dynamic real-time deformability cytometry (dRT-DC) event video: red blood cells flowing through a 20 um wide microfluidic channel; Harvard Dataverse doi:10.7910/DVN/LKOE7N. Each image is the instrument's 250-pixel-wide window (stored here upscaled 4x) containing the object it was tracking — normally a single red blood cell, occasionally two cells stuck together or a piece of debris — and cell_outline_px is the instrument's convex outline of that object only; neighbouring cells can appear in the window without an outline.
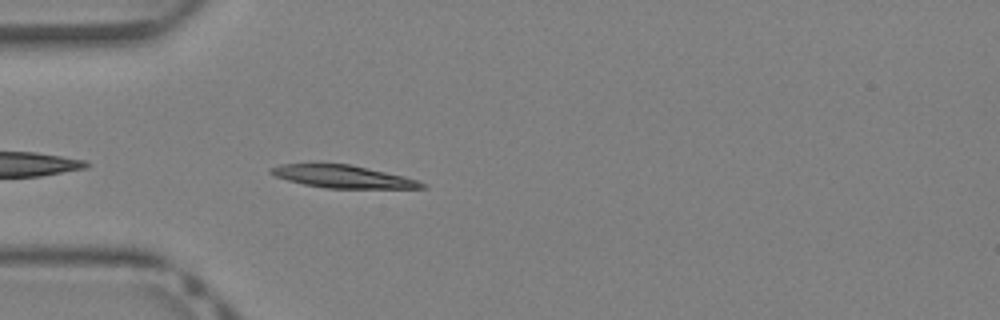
{"species": "Egyptian fruit bat (a non-hibernating species)", "species_latin": "Rousettus aegyptiacus", "temperature_condition": "warm", "stored_images_in_passage": 23, "camera_frame_rate_fps": 3000, "um_per_image_px": 0.085, "animal": {"sex": "female"}, "frame": {"image": 1, "passage_image": 2, "time_ms": 0.333, "image_size_px": [1000, 320], "cell_outline_px": [[428, 188], [328, 188], [304, 184], [288, 180], [276, 176], [268, 172], [268, 168], [280, 164], [348, 164], [404, 176], [428, 184]], "centroid_in_image_um": [29.15, 15.01], "position_along_channel_um": 55.9, "area_um2": 19.65}}
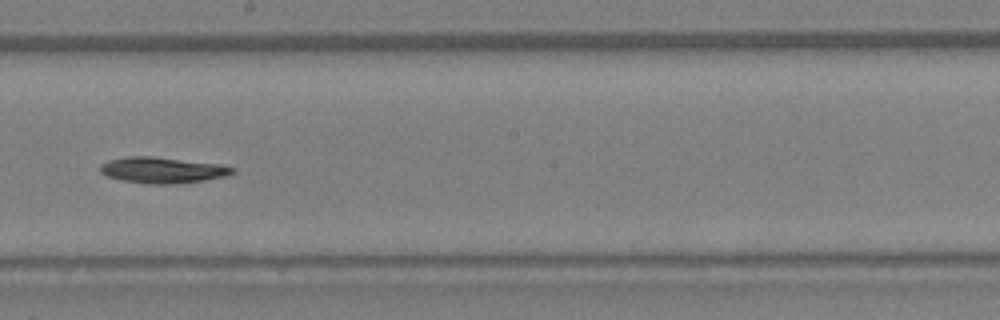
{"frame": {"image": 2, "passage_image": 13, "time_ms": 4.0, "image_size_px": [1000, 320], "cell_outline_px": [[236, 172], [224, 176], [204, 180], [176, 184], [148, 184], [120, 180], [108, 176], [100, 172], [100, 164], [108, 160], [128, 156], [152, 156], [220, 164], [236, 168]], "centroid_in_image_um": [13.8, 14.46], "position_along_channel_um": 234.4, "area_um2": 20.11}}
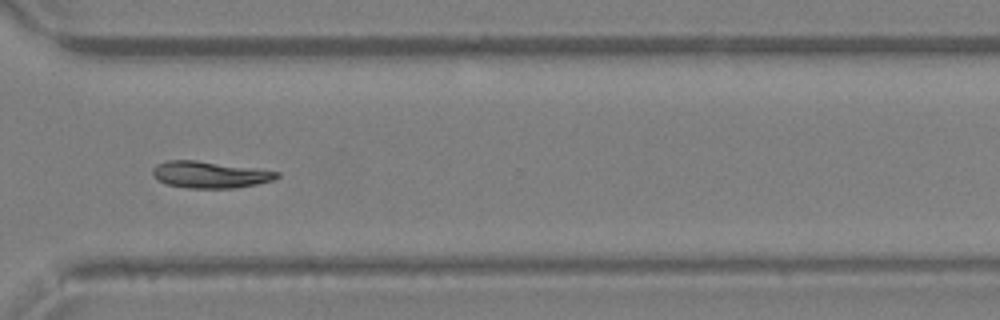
{"frame": {"image": 3, "passage_image": 20, "time_ms": 6.333, "image_size_px": [1000, 320], "cell_outline_px": [[280, 176], [272, 180], [256, 184], [236, 188], [188, 188], [168, 184], [156, 180], [152, 176], [152, 168], [156, 164], [168, 160], [196, 160], [260, 168], [280, 172]], "centroid_in_image_um": [17.84, 14.83], "position_along_channel_um": 352.8, "area_um2": 19.59}}